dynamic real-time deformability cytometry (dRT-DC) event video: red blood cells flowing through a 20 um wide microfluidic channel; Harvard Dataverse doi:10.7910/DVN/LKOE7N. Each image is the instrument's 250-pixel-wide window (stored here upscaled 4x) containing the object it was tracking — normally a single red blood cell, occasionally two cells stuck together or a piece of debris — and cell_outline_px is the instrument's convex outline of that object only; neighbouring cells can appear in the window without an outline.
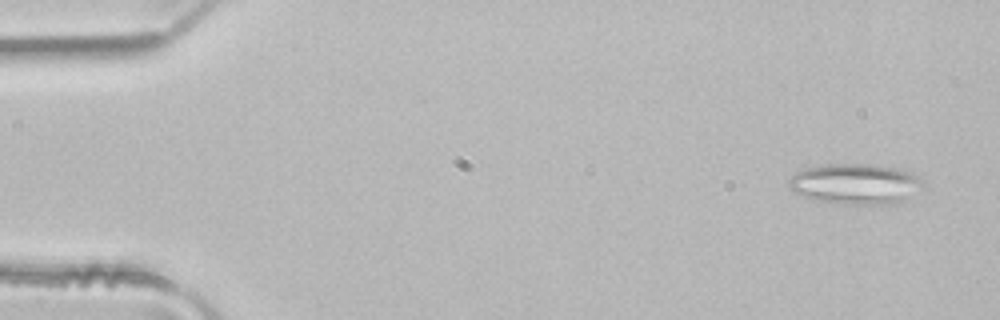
{"species": "common noctule bat (a hibernating species)", "species_latin": "Nyctalus noctula", "temperature_condition": "room temperature", "stored_images_in_passage": 4, "camera_frame_rate_fps": 3000, "um_per_image_px": 0.085, "animal": {"sex": "male", "body_mass_g": 21.5, "forearm_length_mm": 52.0}, "frame": {"image": 1, "passage_image": 1, "time_ms": 0.0, "image_size_px": [1000, 320], "cell_outline_px": [[924, 188], [904, 200], [896, 204], [844, 204], [816, 200], [792, 192], [788, 188], [788, 180], [796, 172], [804, 168], [828, 164], [872, 164], [896, 168], [912, 172], [924, 180]], "centroid_in_image_um": [72.74, 15.63], "position_along_channel_um": 12.3, "area_um2": 32.08}}